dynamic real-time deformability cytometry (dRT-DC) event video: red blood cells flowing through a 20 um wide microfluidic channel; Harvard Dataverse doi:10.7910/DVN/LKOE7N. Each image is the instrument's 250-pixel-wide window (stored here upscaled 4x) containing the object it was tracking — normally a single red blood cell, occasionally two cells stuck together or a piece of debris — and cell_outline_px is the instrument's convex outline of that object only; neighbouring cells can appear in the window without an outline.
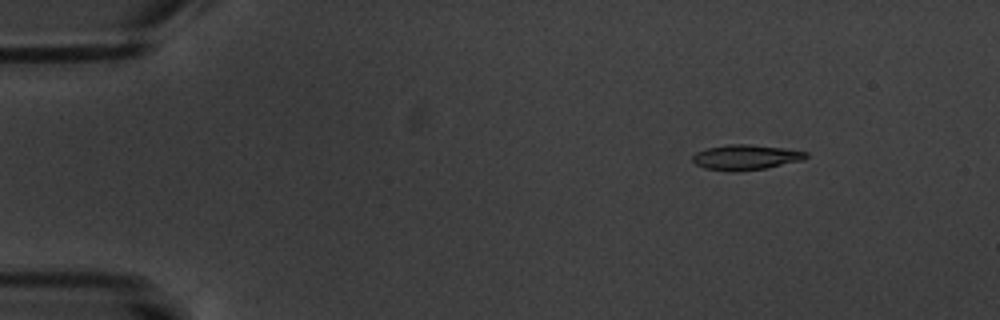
{"species": "common noctule bat (a hibernating species)", "species_latin": "Nyctalus noctula", "temperature_condition": "warm", "stored_images_in_passage": 5, "camera_frame_rate_fps": 3000, "um_per_image_px": 0.085, "animal": {"sex": "male", "body_mass_g": 20.1, "forearm_length_mm": 53.5}, "frame": {"image": 1, "passage_image": 2, "time_ms": 1.333, "image_size_px": [1000, 320], "cell_outline_px": [[808, 156], [804, 160], [768, 168], [736, 172], [728, 172], [704, 168], [696, 164], [692, 160], [692, 156], [696, 152], [708, 148], [728, 144], [748, 144], [784, 148], [808, 152]], "centroid_in_image_um": [63.4, 13.38], "position_along_channel_um": 21.6, "area_um2": 16.88}}
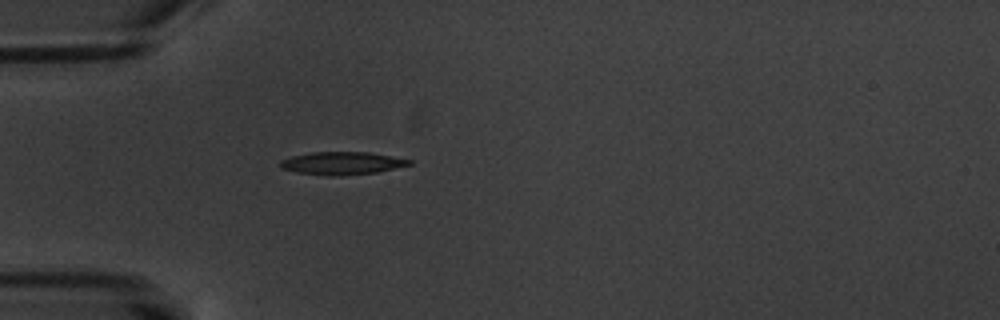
{"frame": {"image": 2, "passage_image": 5, "time_ms": 4.667, "image_size_px": [1000, 320], "cell_outline_px": [[412, 164], [376, 172], [340, 176], [324, 176], [296, 172], [280, 168], [280, 160], [292, 156], [312, 152], [368, 152], [392, 156], [412, 160]], "centroid_in_image_um": [29.04, 13.88], "position_along_channel_um": 56.0, "area_um2": 17.17}}